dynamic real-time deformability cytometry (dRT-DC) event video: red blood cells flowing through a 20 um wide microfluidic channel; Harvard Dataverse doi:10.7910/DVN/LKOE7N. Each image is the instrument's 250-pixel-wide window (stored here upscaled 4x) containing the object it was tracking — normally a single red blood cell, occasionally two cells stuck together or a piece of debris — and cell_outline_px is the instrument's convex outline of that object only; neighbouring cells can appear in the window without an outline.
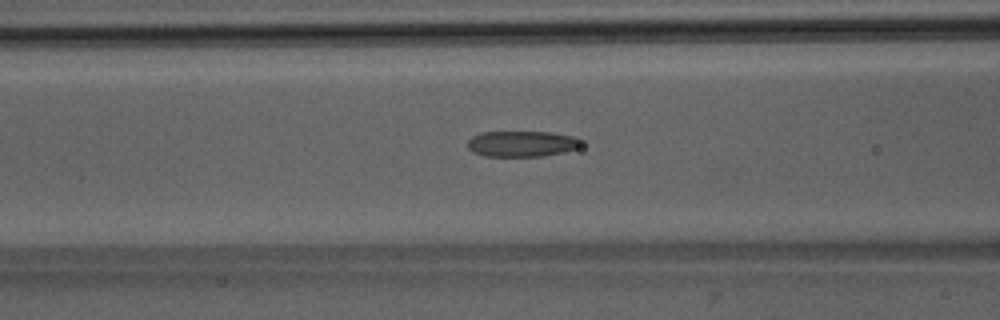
{"species": "Egyptian fruit bat (a non-hibernating species)", "species_latin": "Rousettus aegyptiacus", "temperature_condition": "room temperature", "stored_images_in_passage": 35, "camera_frame_rate_fps": 3000, "um_per_image_px": 0.085, "animal": {"sex": "male"}, "frame": {"image": 1, "passage_image": 5, "time_ms": 1.333, "image_size_px": [1000, 320], "cell_outline_px": [[584, 144], [580, 148], [564, 152], [544, 156], [484, 156], [472, 152], [468, 148], [468, 140], [472, 136], [480, 132], [552, 132], [572, 136], [584, 140]], "centroid_in_image_um": [44.4, 12.22], "position_along_channel_um": 122.2, "area_um2": 17.4}}
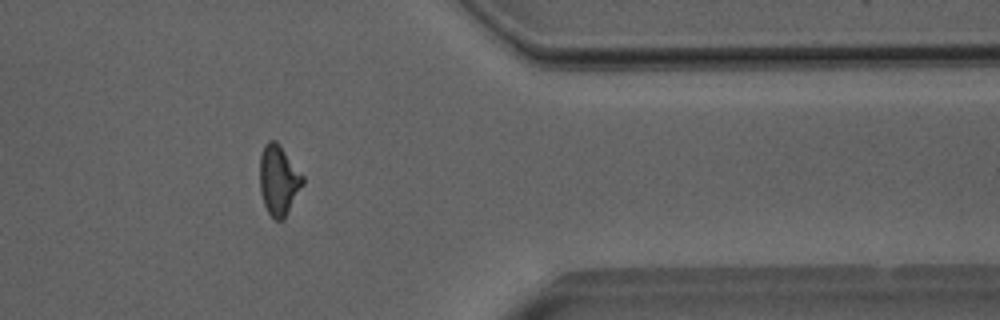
{"frame": {"image": 2, "passage_image": 26, "time_ms": 8.333, "image_size_px": [1000, 320], "cell_outline_px": [[304, 184], [284, 220], [276, 220], [268, 212], [264, 204], [260, 192], [260, 156], [264, 144], [268, 140], [276, 140], [280, 144], [304, 176]], "centroid_in_image_um": [23.69, 15.3], "position_along_channel_um": 387.7, "area_um2": 17.74}}
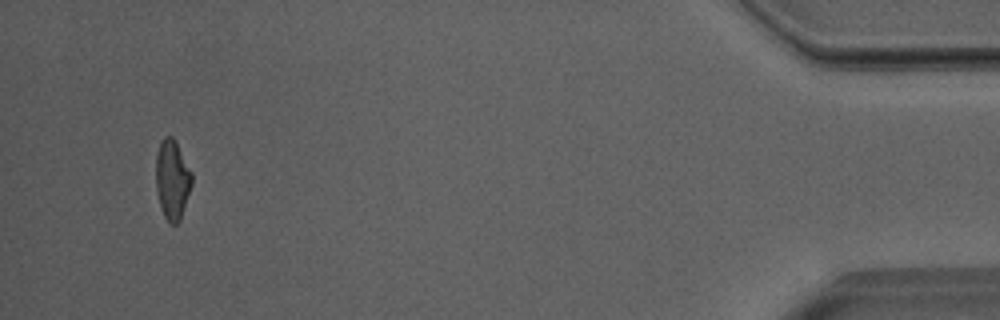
{"frame": {"image": 3, "passage_image": 33, "time_ms": 10.667, "image_size_px": [1000, 320], "cell_outline_px": [[192, 184], [180, 220], [176, 224], [172, 224], [164, 216], [160, 204], [156, 188], [156, 152], [160, 140], [164, 136], [172, 136], [192, 172]], "centroid_in_image_um": [14.63, 15.24], "position_along_channel_um": 420.6, "area_um2": 16.53}, "authors_computed_cell_mechanics": {"area_um2": 17.2822, "velocity_mm_per_s": 4.024, "shape_relaxation_time_tau1_ms": 9.3995, "shape_relaxation_time_tau2_ms": 2.1523, "deformation_change_tau1": 0.2393, "deformation_change_tau2": 0.111}}